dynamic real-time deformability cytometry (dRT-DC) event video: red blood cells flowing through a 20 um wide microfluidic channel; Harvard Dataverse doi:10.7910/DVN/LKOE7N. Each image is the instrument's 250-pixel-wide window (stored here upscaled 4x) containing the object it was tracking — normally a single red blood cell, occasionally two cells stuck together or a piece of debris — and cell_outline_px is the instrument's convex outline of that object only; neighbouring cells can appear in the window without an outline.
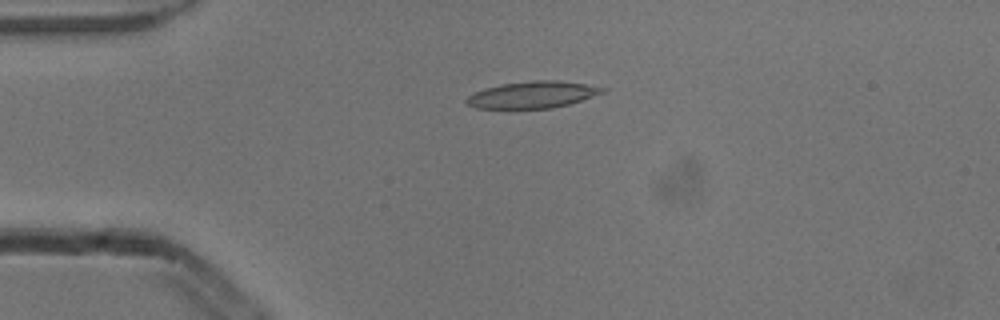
{"species": "common noctule bat (a hibernating species)", "species_latin": "Nyctalus noctula", "temperature_condition": "cold", "stored_images_in_passage": 7, "camera_frame_rate_fps": 3000, "um_per_image_px": 0.085, "animal": {"sex": "male", "body_mass_g": 13.3}, "frame": {"image": 1, "passage_image": 4, "time_ms": 1.0, "image_size_px": [1000, 320], "cell_outline_px": [[608, 88], [604, 92], [568, 104], [552, 108], [476, 108], [468, 104], [464, 100], [468, 96], [484, 88], [500, 84], [532, 80], [556, 80], [584, 84]], "centroid_in_image_um": [45.24, 8.04], "position_along_channel_um": 39.8, "area_um2": 20.98}}
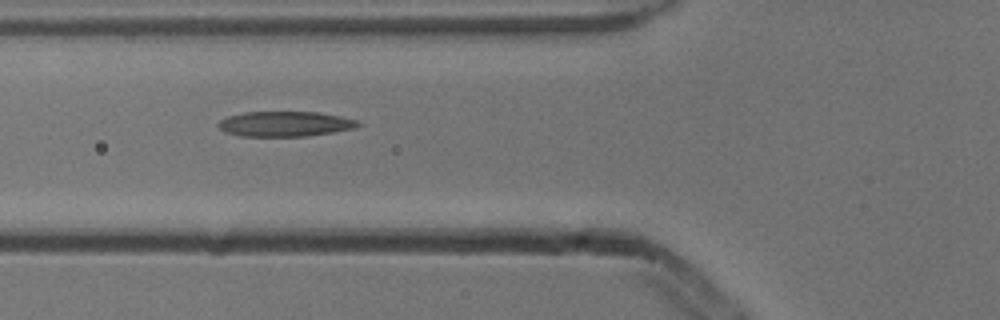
{"frame": {"image": 2, "passage_image": 6, "time_ms": 1.667, "image_size_px": [1000, 320], "cell_outline_px": [[360, 124], [352, 128], [332, 132], [308, 136], [240, 136], [224, 132], [216, 124], [220, 120], [228, 116], [244, 112], [320, 112], [360, 120]], "centroid_in_image_um": [24.2, 10.53], "position_along_channel_um": 101.6, "area_um2": 20.46}}
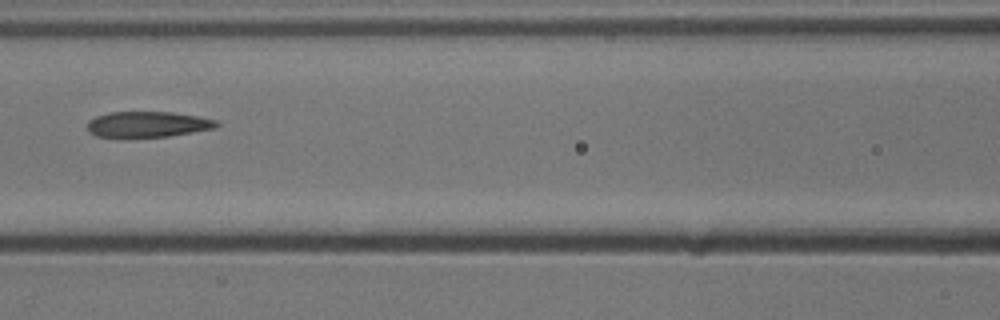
{"frame": {"image": 3, "passage_image": 7, "time_ms": 2.0, "image_size_px": [1000, 320], "cell_outline_px": [[220, 124], [216, 128], [168, 136], [124, 140], [96, 136], [88, 132], [88, 120], [96, 116], [112, 112], [172, 112], [196, 116], [216, 120]], "centroid_in_image_um": [12.48, 10.61], "position_along_channel_um": 154.1, "area_um2": 20.06}}